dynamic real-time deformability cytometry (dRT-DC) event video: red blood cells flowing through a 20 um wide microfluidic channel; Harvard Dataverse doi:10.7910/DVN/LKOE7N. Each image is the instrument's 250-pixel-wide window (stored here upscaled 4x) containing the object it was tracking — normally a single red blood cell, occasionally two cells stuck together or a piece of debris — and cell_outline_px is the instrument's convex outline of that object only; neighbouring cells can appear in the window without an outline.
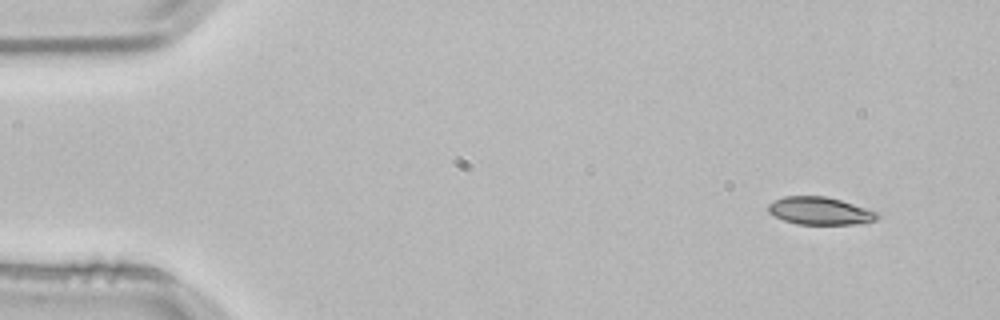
{"species": "common noctule bat (a hibernating species)", "species_latin": "Nyctalus noctula", "temperature_condition": "room temperature", "stored_images_in_passage": 2, "camera_frame_rate_fps": 3000, "um_per_image_px": 0.085, "animal": {"sex": "male", "body_mass_g": 21.5, "forearm_length_mm": 52.0}, "frame": {"image": 1, "passage_image": 1, "time_ms": 0.0, "image_size_px": [1000, 320], "cell_outline_px": [[880, 216], [876, 220], [856, 224], [796, 224], [784, 220], [768, 212], [768, 204], [784, 196], [824, 196], [840, 200], [880, 212]], "centroid_in_image_um": [69.72, 17.93], "position_along_channel_um": 15.3, "area_um2": 17.51}}